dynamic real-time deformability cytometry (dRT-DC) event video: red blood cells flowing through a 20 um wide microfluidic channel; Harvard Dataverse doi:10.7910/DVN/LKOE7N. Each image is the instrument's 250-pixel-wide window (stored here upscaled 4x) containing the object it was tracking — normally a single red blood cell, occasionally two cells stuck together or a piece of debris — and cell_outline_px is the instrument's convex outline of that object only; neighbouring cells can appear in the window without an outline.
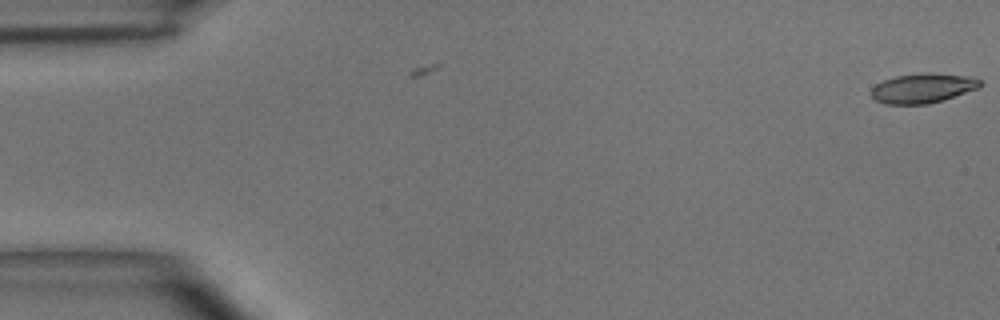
{"species": "common noctule bat (a hibernating species)", "species_latin": "Nyctalus noctula", "temperature_condition": "room temperature", "stored_images_in_passage": 5, "camera_frame_rate_fps": 3000, "um_per_image_px": 0.085, "animal": {"sex": "male", "body_mass_g": 15.6}, "frame": {"image": 1, "passage_image": 5, "time_ms": 1.333, "image_size_px": [1000, 320], "cell_outline_px": [[984, 84], [980, 88], [944, 100], [928, 104], [884, 104], [876, 100], [872, 96], [872, 88], [876, 84], [884, 80], [896, 76], [924, 72], [932, 72], [976, 76]], "centroid_in_image_um": [78.53, 7.48], "position_along_channel_um": 6.5, "area_um2": 19.25}}